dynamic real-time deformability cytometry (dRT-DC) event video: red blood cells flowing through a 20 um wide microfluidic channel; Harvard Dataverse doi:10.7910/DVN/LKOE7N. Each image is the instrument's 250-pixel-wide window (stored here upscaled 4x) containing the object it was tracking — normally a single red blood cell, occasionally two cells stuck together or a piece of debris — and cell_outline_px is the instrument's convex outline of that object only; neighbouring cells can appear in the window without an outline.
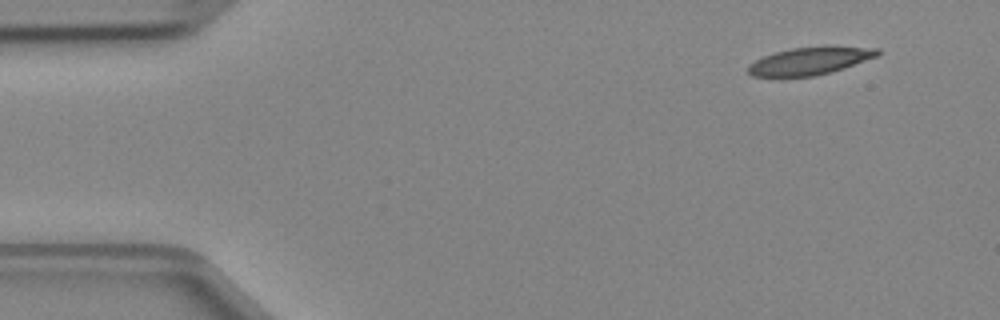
{"species": "Egyptian fruit bat (a non-hibernating species)", "species_latin": "Rousettus aegyptiacus", "temperature_condition": "cold", "stored_images_in_passage": 3, "camera_frame_rate_fps": 3000, "um_per_image_px": 0.085, "animal": {"sex": "female"}, "frame": {"image": 1, "passage_image": 1, "time_ms": 0.0, "image_size_px": [1000, 320], "cell_outline_px": [[880, 56], [832, 72], [812, 76], [752, 76], [748, 72], [748, 64], [764, 56], [776, 52], [792, 48], [824, 44], [828, 44], [880, 48]], "centroid_in_image_um": [68.95, 5.13], "position_along_channel_um": 16.0, "area_um2": 21.39}}
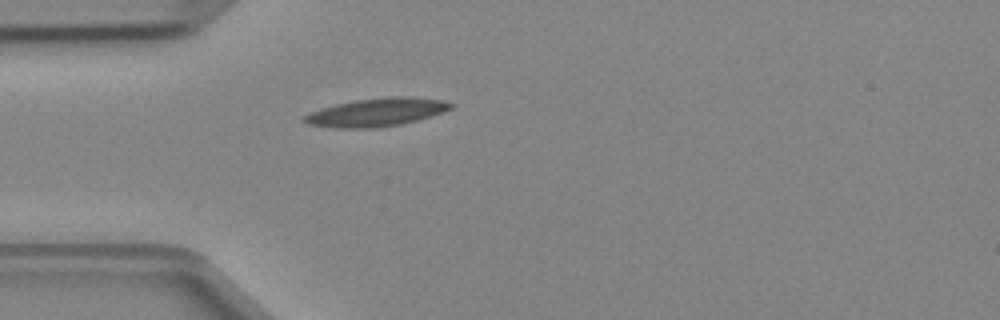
{"frame": {"image": 2, "passage_image": 3, "time_ms": 0.667, "image_size_px": [1000, 320], "cell_outline_px": [[456, 104], [452, 108], [444, 112], [416, 120], [400, 124], [372, 128], [336, 128], [308, 124], [300, 120], [304, 116], [320, 108], [336, 104], [356, 100], [392, 96], [412, 96], [444, 100]], "centroid_in_image_um": [32.04, 9.53], "position_along_channel_um": 53.0, "area_um2": 24.1}}